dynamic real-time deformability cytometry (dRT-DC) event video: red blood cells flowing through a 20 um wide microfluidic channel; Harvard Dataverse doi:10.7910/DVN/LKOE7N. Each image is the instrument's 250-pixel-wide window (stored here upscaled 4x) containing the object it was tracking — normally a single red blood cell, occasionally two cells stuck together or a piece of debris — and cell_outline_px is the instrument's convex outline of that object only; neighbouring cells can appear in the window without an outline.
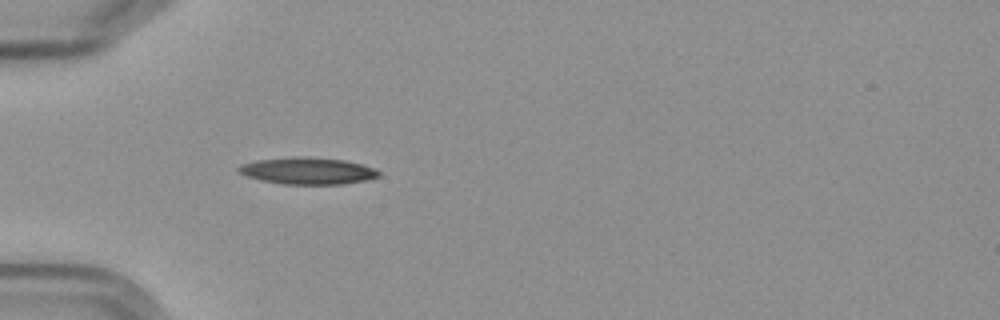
{"species": "Egyptian fruit bat (a non-hibernating species)", "species_latin": "Rousettus aegyptiacus", "temperature_condition": "cold", "stored_images_in_passage": 6, "camera_frame_rate_fps": 3000, "um_per_image_px": 0.085, "frame": {"image": 1, "passage_image": 6, "time_ms": 6.0, "image_size_px": [1000, 320], "cell_outline_px": [[380, 176], [368, 180], [344, 184], [284, 184], [260, 180], [244, 176], [236, 172], [236, 168], [240, 164], [256, 160], [344, 160], [376, 168], [380, 172]], "centroid_in_image_um": [26.15, 14.59], "position_along_channel_um": 58.8, "area_um2": 20.87}}